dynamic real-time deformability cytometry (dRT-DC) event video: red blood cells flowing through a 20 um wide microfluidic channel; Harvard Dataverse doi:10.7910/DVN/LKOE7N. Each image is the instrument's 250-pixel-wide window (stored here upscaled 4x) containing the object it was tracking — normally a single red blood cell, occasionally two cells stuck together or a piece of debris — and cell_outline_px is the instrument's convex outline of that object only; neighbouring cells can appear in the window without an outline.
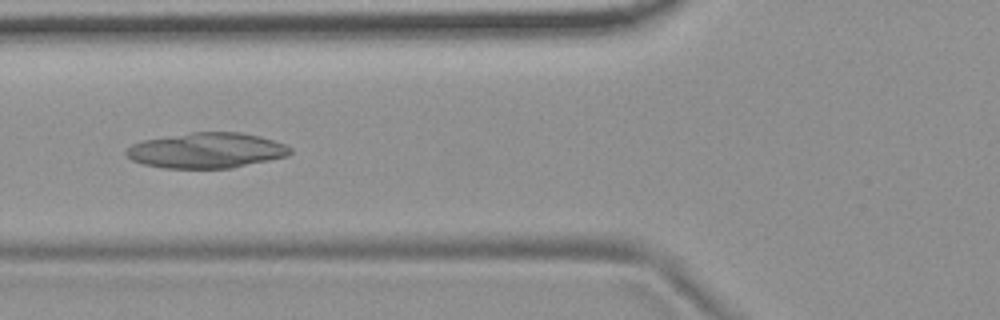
{"species": "common noctule bat (a hibernating species)", "species_latin": "Nyctalus noctula", "temperature_condition": "room temperature", "stored_images_in_passage": 8, "camera_frame_rate_fps": 3000, "um_per_image_px": 0.085, "animal": {"sex": "female", "body_mass_g": 19.9}, "frame": {"image": 1, "passage_image": 6, "time_ms": 1.667, "image_size_px": [1000, 320], "cell_outline_px": [[292, 152], [288, 156], [232, 168], [164, 168], [144, 164], [132, 160], [124, 152], [132, 144], [144, 140], [192, 132], [240, 132], [260, 136], [284, 144], [292, 148]], "centroid_in_image_um": [17.58, 12.79], "position_along_channel_um": 108.2, "area_um2": 33.7}}
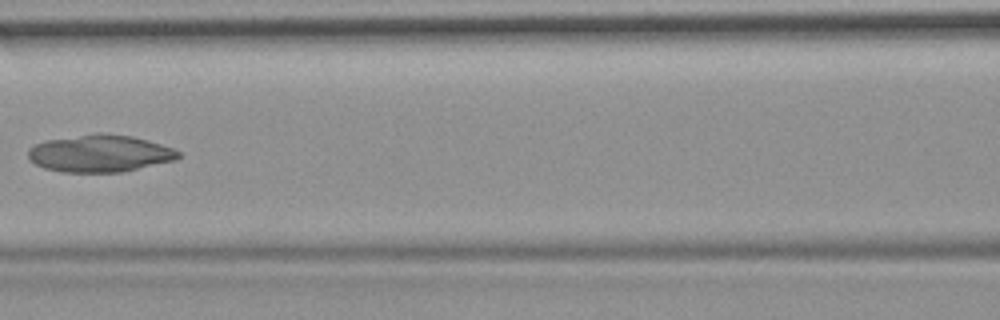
{"frame": {"image": 2, "passage_image": 7, "time_ms": 2.0, "image_size_px": [1000, 320], "cell_outline_px": [[180, 156], [176, 160], [120, 172], [64, 172], [44, 168], [28, 160], [28, 148], [44, 140], [100, 132], [104, 132], [132, 136], [148, 140], [172, 148], [180, 152]], "centroid_in_image_um": [8.46, 13.03], "position_along_channel_um": 158.1, "area_um2": 32.66}}